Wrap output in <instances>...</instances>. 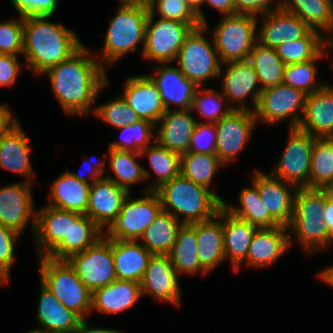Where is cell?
<instances>
[{"label":"cell","mask_w":333,"mask_h":333,"mask_svg":"<svg viewBox=\"0 0 333 333\" xmlns=\"http://www.w3.org/2000/svg\"><path fill=\"white\" fill-rule=\"evenodd\" d=\"M90 52L83 44L68 59L42 74L50 79L51 90L66 115L94 113L98 94L109 84L106 69Z\"/></svg>","instance_id":"cell-1"},{"label":"cell","mask_w":333,"mask_h":333,"mask_svg":"<svg viewBox=\"0 0 333 333\" xmlns=\"http://www.w3.org/2000/svg\"><path fill=\"white\" fill-rule=\"evenodd\" d=\"M50 18L24 17V65L37 76L68 59L83 45L75 31L61 23L49 22Z\"/></svg>","instance_id":"cell-2"},{"label":"cell","mask_w":333,"mask_h":333,"mask_svg":"<svg viewBox=\"0 0 333 333\" xmlns=\"http://www.w3.org/2000/svg\"><path fill=\"white\" fill-rule=\"evenodd\" d=\"M155 192L162 210L182 224L204 222L214 218L223 202L209 189L198 185L181 173L162 184Z\"/></svg>","instance_id":"cell-3"},{"label":"cell","mask_w":333,"mask_h":333,"mask_svg":"<svg viewBox=\"0 0 333 333\" xmlns=\"http://www.w3.org/2000/svg\"><path fill=\"white\" fill-rule=\"evenodd\" d=\"M326 195L319 188H297L294 196L293 216L287 226L292 246L293 237L306 253L326 251L333 243L323 217Z\"/></svg>","instance_id":"cell-4"},{"label":"cell","mask_w":333,"mask_h":333,"mask_svg":"<svg viewBox=\"0 0 333 333\" xmlns=\"http://www.w3.org/2000/svg\"><path fill=\"white\" fill-rule=\"evenodd\" d=\"M117 10L105 33L102 53L96 56L105 69V66L110 67L131 51H136L138 45L142 44V51L144 47L148 7L120 5Z\"/></svg>","instance_id":"cell-5"},{"label":"cell","mask_w":333,"mask_h":333,"mask_svg":"<svg viewBox=\"0 0 333 333\" xmlns=\"http://www.w3.org/2000/svg\"><path fill=\"white\" fill-rule=\"evenodd\" d=\"M40 281L67 308L86 319L91 313L92 292L67 260L39 258Z\"/></svg>","instance_id":"cell-6"},{"label":"cell","mask_w":333,"mask_h":333,"mask_svg":"<svg viewBox=\"0 0 333 333\" xmlns=\"http://www.w3.org/2000/svg\"><path fill=\"white\" fill-rule=\"evenodd\" d=\"M209 30L207 22L192 29L175 59L181 73L199 87H206L208 80L218 79L222 65L213 39L210 42L205 37Z\"/></svg>","instance_id":"cell-7"},{"label":"cell","mask_w":333,"mask_h":333,"mask_svg":"<svg viewBox=\"0 0 333 333\" xmlns=\"http://www.w3.org/2000/svg\"><path fill=\"white\" fill-rule=\"evenodd\" d=\"M258 24L257 15L247 13L229 14L220 19L211 39L222 64L248 60L258 42Z\"/></svg>","instance_id":"cell-8"},{"label":"cell","mask_w":333,"mask_h":333,"mask_svg":"<svg viewBox=\"0 0 333 333\" xmlns=\"http://www.w3.org/2000/svg\"><path fill=\"white\" fill-rule=\"evenodd\" d=\"M79 215L78 212L48 205L37 210L33 236L38 246L39 258L69 259L70 221H74Z\"/></svg>","instance_id":"cell-9"},{"label":"cell","mask_w":333,"mask_h":333,"mask_svg":"<svg viewBox=\"0 0 333 333\" xmlns=\"http://www.w3.org/2000/svg\"><path fill=\"white\" fill-rule=\"evenodd\" d=\"M143 195L133 199L129 193L124 199L117 218L104 231L108 239L140 240L145 229L162 211L160 197L155 191L145 192Z\"/></svg>","instance_id":"cell-10"},{"label":"cell","mask_w":333,"mask_h":333,"mask_svg":"<svg viewBox=\"0 0 333 333\" xmlns=\"http://www.w3.org/2000/svg\"><path fill=\"white\" fill-rule=\"evenodd\" d=\"M307 94L285 84L262 90L254 115L266 124H275L289 119L290 128H298L302 119Z\"/></svg>","instance_id":"cell-11"},{"label":"cell","mask_w":333,"mask_h":333,"mask_svg":"<svg viewBox=\"0 0 333 333\" xmlns=\"http://www.w3.org/2000/svg\"><path fill=\"white\" fill-rule=\"evenodd\" d=\"M193 28L177 20L155 19L149 14L142 56L146 61L173 63L185 37Z\"/></svg>","instance_id":"cell-12"},{"label":"cell","mask_w":333,"mask_h":333,"mask_svg":"<svg viewBox=\"0 0 333 333\" xmlns=\"http://www.w3.org/2000/svg\"><path fill=\"white\" fill-rule=\"evenodd\" d=\"M289 137L271 174L297 188H310L311 153L315 137L298 128H289Z\"/></svg>","instance_id":"cell-13"},{"label":"cell","mask_w":333,"mask_h":333,"mask_svg":"<svg viewBox=\"0 0 333 333\" xmlns=\"http://www.w3.org/2000/svg\"><path fill=\"white\" fill-rule=\"evenodd\" d=\"M67 261L91 292L117 280L112 239H108L106 236H102L83 252L72 255Z\"/></svg>","instance_id":"cell-14"},{"label":"cell","mask_w":333,"mask_h":333,"mask_svg":"<svg viewBox=\"0 0 333 333\" xmlns=\"http://www.w3.org/2000/svg\"><path fill=\"white\" fill-rule=\"evenodd\" d=\"M223 65L226 66L225 71H222ZM223 65H221L219 78L222 84V94L227 99L226 102L229 103V107L233 110L254 112L262 92V87L258 85V76L251 63L248 60H243L227 62L223 63ZM249 97L253 103L252 108L244 102ZM230 102L233 103L230 105Z\"/></svg>","instance_id":"cell-15"},{"label":"cell","mask_w":333,"mask_h":333,"mask_svg":"<svg viewBox=\"0 0 333 333\" xmlns=\"http://www.w3.org/2000/svg\"><path fill=\"white\" fill-rule=\"evenodd\" d=\"M216 139V155L225 166L235 160L249 142L253 129L257 125L254 112L232 110L227 116L214 123Z\"/></svg>","instance_id":"cell-16"},{"label":"cell","mask_w":333,"mask_h":333,"mask_svg":"<svg viewBox=\"0 0 333 333\" xmlns=\"http://www.w3.org/2000/svg\"><path fill=\"white\" fill-rule=\"evenodd\" d=\"M31 185L33 184L26 181H16L0 186V224L20 235L29 223L34 234L37 208L34 205Z\"/></svg>","instance_id":"cell-17"},{"label":"cell","mask_w":333,"mask_h":333,"mask_svg":"<svg viewBox=\"0 0 333 333\" xmlns=\"http://www.w3.org/2000/svg\"><path fill=\"white\" fill-rule=\"evenodd\" d=\"M179 276L169 255H152L140 282L143 296L180 307L181 289Z\"/></svg>","instance_id":"cell-18"},{"label":"cell","mask_w":333,"mask_h":333,"mask_svg":"<svg viewBox=\"0 0 333 333\" xmlns=\"http://www.w3.org/2000/svg\"><path fill=\"white\" fill-rule=\"evenodd\" d=\"M253 173L252 184L257 188L269 214L281 226L287 227L293 216L294 196L297 187L271 173H264L258 169Z\"/></svg>","instance_id":"cell-19"},{"label":"cell","mask_w":333,"mask_h":333,"mask_svg":"<svg viewBox=\"0 0 333 333\" xmlns=\"http://www.w3.org/2000/svg\"><path fill=\"white\" fill-rule=\"evenodd\" d=\"M128 195L125 188L104 176L90 186L86 215L103 231L107 230L117 218Z\"/></svg>","instance_id":"cell-20"},{"label":"cell","mask_w":333,"mask_h":333,"mask_svg":"<svg viewBox=\"0 0 333 333\" xmlns=\"http://www.w3.org/2000/svg\"><path fill=\"white\" fill-rule=\"evenodd\" d=\"M192 112L191 109L166 110L158 124L155 125V141L180 156L189 152V145L196 124L203 122L195 119L191 115Z\"/></svg>","instance_id":"cell-21"},{"label":"cell","mask_w":333,"mask_h":333,"mask_svg":"<svg viewBox=\"0 0 333 333\" xmlns=\"http://www.w3.org/2000/svg\"><path fill=\"white\" fill-rule=\"evenodd\" d=\"M260 16L263 22L257 30L258 42L273 49L282 43L304 38L312 30L298 16L281 8Z\"/></svg>","instance_id":"cell-22"},{"label":"cell","mask_w":333,"mask_h":333,"mask_svg":"<svg viewBox=\"0 0 333 333\" xmlns=\"http://www.w3.org/2000/svg\"><path fill=\"white\" fill-rule=\"evenodd\" d=\"M168 65L160 63L156 66V75L149 76L156 83L166 110H171L172 104L173 110H189L198 86L187 79L178 67Z\"/></svg>","instance_id":"cell-23"},{"label":"cell","mask_w":333,"mask_h":333,"mask_svg":"<svg viewBox=\"0 0 333 333\" xmlns=\"http://www.w3.org/2000/svg\"><path fill=\"white\" fill-rule=\"evenodd\" d=\"M121 95L140 119L157 124L166 109L156 83L149 75L128 77Z\"/></svg>","instance_id":"cell-24"},{"label":"cell","mask_w":333,"mask_h":333,"mask_svg":"<svg viewBox=\"0 0 333 333\" xmlns=\"http://www.w3.org/2000/svg\"><path fill=\"white\" fill-rule=\"evenodd\" d=\"M298 129L315 138L333 137V85L308 94Z\"/></svg>","instance_id":"cell-25"},{"label":"cell","mask_w":333,"mask_h":333,"mask_svg":"<svg viewBox=\"0 0 333 333\" xmlns=\"http://www.w3.org/2000/svg\"><path fill=\"white\" fill-rule=\"evenodd\" d=\"M288 231L286 226L257 229L243 263L248 267H270L291 247Z\"/></svg>","instance_id":"cell-26"},{"label":"cell","mask_w":333,"mask_h":333,"mask_svg":"<svg viewBox=\"0 0 333 333\" xmlns=\"http://www.w3.org/2000/svg\"><path fill=\"white\" fill-rule=\"evenodd\" d=\"M29 138L18 122L0 138V169L25 176V181L32 183L36 174L30 157Z\"/></svg>","instance_id":"cell-27"},{"label":"cell","mask_w":333,"mask_h":333,"mask_svg":"<svg viewBox=\"0 0 333 333\" xmlns=\"http://www.w3.org/2000/svg\"><path fill=\"white\" fill-rule=\"evenodd\" d=\"M36 328L47 333H73L83 320L77 313L67 309L40 281Z\"/></svg>","instance_id":"cell-28"},{"label":"cell","mask_w":333,"mask_h":333,"mask_svg":"<svg viewBox=\"0 0 333 333\" xmlns=\"http://www.w3.org/2000/svg\"><path fill=\"white\" fill-rule=\"evenodd\" d=\"M141 297L140 283L115 280L92 292L91 313L118 314L132 308Z\"/></svg>","instance_id":"cell-29"},{"label":"cell","mask_w":333,"mask_h":333,"mask_svg":"<svg viewBox=\"0 0 333 333\" xmlns=\"http://www.w3.org/2000/svg\"><path fill=\"white\" fill-rule=\"evenodd\" d=\"M195 233L200 265L211 273L212 270L226 260L222 228V207L211 220L195 222Z\"/></svg>","instance_id":"cell-30"},{"label":"cell","mask_w":333,"mask_h":333,"mask_svg":"<svg viewBox=\"0 0 333 333\" xmlns=\"http://www.w3.org/2000/svg\"><path fill=\"white\" fill-rule=\"evenodd\" d=\"M222 228L225 258L235 272L243 265L253 234L258 229L248 221L233 216L222 206Z\"/></svg>","instance_id":"cell-31"},{"label":"cell","mask_w":333,"mask_h":333,"mask_svg":"<svg viewBox=\"0 0 333 333\" xmlns=\"http://www.w3.org/2000/svg\"><path fill=\"white\" fill-rule=\"evenodd\" d=\"M117 280L140 283L152 254L139 242L112 239Z\"/></svg>","instance_id":"cell-32"},{"label":"cell","mask_w":333,"mask_h":333,"mask_svg":"<svg viewBox=\"0 0 333 333\" xmlns=\"http://www.w3.org/2000/svg\"><path fill=\"white\" fill-rule=\"evenodd\" d=\"M90 186L65 171L52 182L47 205L86 214Z\"/></svg>","instance_id":"cell-33"},{"label":"cell","mask_w":333,"mask_h":333,"mask_svg":"<svg viewBox=\"0 0 333 333\" xmlns=\"http://www.w3.org/2000/svg\"><path fill=\"white\" fill-rule=\"evenodd\" d=\"M195 223L182 224L179 228L174 245L169 253L171 263L178 276L182 274L195 275L208 272L200 265Z\"/></svg>","instance_id":"cell-34"},{"label":"cell","mask_w":333,"mask_h":333,"mask_svg":"<svg viewBox=\"0 0 333 333\" xmlns=\"http://www.w3.org/2000/svg\"><path fill=\"white\" fill-rule=\"evenodd\" d=\"M109 169L114 176L109 174L105 177L112 180L118 186L125 188L129 193L130 186L148 179L150 172L145 169L136 158L142 157L139 152L108 149Z\"/></svg>","instance_id":"cell-35"},{"label":"cell","mask_w":333,"mask_h":333,"mask_svg":"<svg viewBox=\"0 0 333 333\" xmlns=\"http://www.w3.org/2000/svg\"><path fill=\"white\" fill-rule=\"evenodd\" d=\"M182 223L170 213L161 211L145 229L139 242L152 255H169Z\"/></svg>","instance_id":"cell-36"},{"label":"cell","mask_w":333,"mask_h":333,"mask_svg":"<svg viewBox=\"0 0 333 333\" xmlns=\"http://www.w3.org/2000/svg\"><path fill=\"white\" fill-rule=\"evenodd\" d=\"M239 195V207L231 206L225 200L223 201V207L233 216L248 221L258 229L281 226L269 214L266 205L259 196L257 188L253 184L250 187L242 188Z\"/></svg>","instance_id":"cell-37"},{"label":"cell","mask_w":333,"mask_h":333,"mask_svg":"<svg viewBox=\"0 0 333 333\" xmlns=\"http://www.w3.org/2000/svg\"><path fill=\"white\" fill-rule=\"evenodd\" d=\"M280 8L321 33H325L333 21V0H280Z\"/></svg>","instance_id":"cell-38"},{"label":"cell","mask_w":333,"mask_h":333,"mask_svg":"<svg viewBox=\"0 0 333 333\" xmlns=\"http://www.w3.org/2000/svg\"><path fill=\"white\" fill-rule=\"evenodd\" d=\"M141 156H147L149 166L156 178L144 189L145 192L155 191L162 184L172 180L180 174L181 156L169 151L154 140L152 145L140 152Z\"/></svg>","instance_id":"cell-39"},{"label":"cell","mask_w":333,"mask_h":333,"mask_svg":"<svg viewBox=\"0 0 333 333\" xmlns=\"http://www.w3.org/2000/svg\"><path fill=\"white\" fill-rule=\"evenodd\" d=\"M248 61L257 73L262 90L283 84L285 63L278 56L276 49L257 42L249 54Z\"/></svg>","instance_id":"cell-40"},{"label":"cell","mask_w":333,"mask_h":333,"mask_svg":"<svg viewBox=\"0 0 333 333\" xmlns=\"http://www.w3.org/2000/svg\"><path fill=\"white\" fill-rule=\"evenodd\" d=\"M222 166L216 154L187 152L181 156L180 173L194 183L211 190L223 202L224 199L210 189L217 169Z\"/></svg>","instance_id":"cell-41"},{"label":"cell","mask_w":333,"mask_h":333,"mask_svg":"<svg viewBox=\"0 0 333 333\" xmlns=\"http://www.w3.org/2000/svg\"><path fill=\"white\" fill-rule=\"evenodd\" d=\"M323 37L312 29L304 38L282 43L276 51L286 65L313 60L324 50Z\"/></svg>","instance_id":"cell-42"},{"label":"cell","mask_w":333,"mask_h":333,"mask_svg":"<svg viewBox=\"0 0 333 333\" xmlns=\"http://www.w3.org/2000/svg\"><path fill=\"white\" fill-rule=\"evenodd\" d=\"M333 179V137L315 138L311 153L310 188L321 189Z\"/></svg>","instance_id":"cell-43"},{"label":"cell","mask_w":333,"mask_h":333,"mask_svg":"<svg viewBox=\"0 0 333 333\" xmlns=\"http://www.w3.org/2000/svg\"><path fill=\"white\" fill-rule=\"evenodd\" d=\"M323 50L315 59L296 64H287L284 68L283 84L303 91L305 94H312L322 89L327 83L317 84V61L329 55Z\"/></svg>","instance_id":"cell-44"},{"label":"cell","mask_w":333,"mask_h":333,"mask_svg":"<svg viewBox=\"0 0 333 333\" xmlns=\"http://www.w3.org/2000/svg\"><path fill=\"white\" fill-rule=\"evenodd\" d=\"M119 130L121 131V141L114 140L109 143L108 149L140 153L150 146L153 139L155 140L156 138V134L153 132L155 124L146 119H140L134 124L119 128Z\"/></svg>","instance_id":"cell-45"},{"label":"cell","mask_w":333,"mask_h":333,"mask_svg":"<svg viewBox=\"0 0 333 333\" xmlns=\"http://www.w3.org/2000/svg\"><path fill=\"white\" fill-rule=\"evenodd\" d=\"M102 236L104 231L86 214H80L74 221H70L69 258L92 246Z\"/></svg>","instance_id":"cell-46"},{"label":"cell","mask_w":333,"mask_h":333,"mask_svg":"<svg viewBox=\"0 0 333 333\" xmlns=\"http://www.w3.org/2000/svg\"><path fill=\"white\" fill-rule=\"evenodd\" d=\"M197 88L195 91L191 110H197L199 115L206 118V123H216L227 116L233 109L228 104L222 108L227 99L222 93L214 89ZM224 101V102H223Z\"/></svg>","instance_id":"cell-47"},{"label":"cell","mask_w":333,"mask_h":333,"mask_svg":"<svg viewBox=\"0 0 333 333\" xmlns=\"http://www.w3.org/2000/svg\"><path fill=\"white\" fill-rule=\"evenodd\" d=\"M148 10L152 16L158 13V18L188 23L193 29L202 25L186 0H150Z\"/></svg>","instance_id":"cell-48"},{"label":"cell","mask_w":333,"mask_h":333,"mask_svg":"<svg viewBox=\"0 0 333 333\" xmlns=\"http://www.w3.org/2000/svg\"><path fill=\"white\" fill-rule=\"evenodd\" d=\"M94 115L116 129L140 120L121 94L106 103L95 106Z\"/></svg>","instance_id":"cell-49"},{"label":"cell","mask_w":333,"mask_h":333,"mask_svg":"<svg viewBox=\"0 0 333 333\" xmlns=\"http://www.w3.org/2000/svg\"><path fill=\"white\" fill-rule=\"evenodd\" d=\"M24 17L0 21V53L23 54Z\"/></svg>","instance_id":"cell-50"},{"label":"cell","mask_w":333,"mask_h":333,"mask_svg":"<svg viewBox=\"0 0 333 333\" xmlns=\"http://www.w3.org/2000/svg\"><path fill=\"white\" fill-rule=\"evenodd\" d=\"M20 234L0 224V278L8 284L13 263L16 261L15 244Z\"/></svg>","instance_id":"cell-51"},{"label":"cell","mask_w":333,"mask_h":333,"mask_svg":"<svg viewBox=\"0 0 333 333\" xmlns=\"http://www.w3.org/2000/svg\"><path fill=\"white\" fill-rule=\"evenodd\" d=\"M216 129L214 123L198 122L189 145V152L216 154Z\"/></svg>","instance_id":"cell-52"},{"label":"cell","mask_w":333,"mask_h":333,"mask_svg":"<svg viewBox=\"0 0 333 333\" xmlns=\"http://www.w3.org/2000/svg\"><path fill=\"white\" fill-rule=\"evenodd\" d=\"M19 16H51L56 12L59 0H10Z\"/></svg>","instance_id":"cell-53"},{"label":"cell","mask_w":333,"mask_h":333,"mask_svg":"<svg viewBox=\"0 0 333 333\" xmlns=\"http://www.w3.org/2000/svg\"><path fill=\"white\" fill-rule=\"evenodd\" d=\"M18 55H0V87H11L15 84L21 69Z\"/></svg>","instance_id":"cell-54"},{"label":"cell","mask_w":333,"mask_h":333,"mask_svg":"<svg viewBox=\"0 0 333 333\" xmlns=\"http://www.w3.org/2000/svg\"><path fill=\"white\" fill-rule=\"evenodd\" d=\"M236 13H247L254 15H261L269 13L280 8V1L278 3L274 0H233ZM274 1V6H273ZM273 6V7H272Z\"/></svg>","instance_id":"cell-55"},{"label":"cell","mask_w":333,"mask_h":333,"mask_svg":"<svg viewBox=\"0 0 333 333\" xmlns=\"http://www.w3.org/2000/svg\"><path fill=\"white\" fill-rule=\"evenodd\" d=\"M85 158L82 159V166H86V168L88 169V174L87 176L83 175L82 173H76V172H70L71 175H73L75 178H77L79 181L84 182V183H88V184H93L95 181L100 180L104 177L105 175V165H106V161H107V156H103L102 158H98V161H96V159H94L95 161H92L91 158L93 157H87L84 156ZM104 158V159H103ZM89 178V179H88ZM90 180V181H89Z\"/></svg>","instance_id":"cell-56"},{"label":"cell","mask_w":333,"mask_h":333,"mask_svg":"<svg viewBox=\"0 0 333 333\" xmlns=\"http://www.w3.org/2000/svg\"><path fill=\"white\" fill-rule=\"evenodd\" d=\"M19 121L13 116L6 104H0V138L12 129Z\"/></svg>","instance_id":"cell-57"},{"label":"cell","mask_w":333,"mask_h":333,"mask_svg":"<svg viewBox=\"0 0 333 333\" xmlns=\"http://www.w3.org/2000/svg\"><path fill=\"white\" fill-rule=\"evenodd\" d=\"M204 4H207L211 6V8L213 7V9L218 10V12L223 16L236 13L233 0H203L202 6Z\"/></svg>","instance_id":"cell-58"},{"label":"cell","mask_w":333,"mask_h":333,"mask_svg":"<svg viewBox=\"0 0 333 333\" xmlns=\"http://www.w3.org/2000/svg\"><path fill=\"white\" fill-rule=\"evenodd\" d=\"M73 333H123L120 332L117 329L112 328H94L89 325V322L87 319H83L78 328Z\"/></svg>","instance_id":"cell-59"},{"label":"cell","mask_w":333,"mask_h":333,"mask_svg":"<svg viewBox=\"0 0 333 333\" xmlns=\"http://www.w3.org/2000/svg\"><path fill=\"white\" fill-rule=\"evenodd\" d=\"M323 211L325 213L323 220L327 225L328 233L333 237V202L327 198Z\"/></svg>","instance_id":"cell-60"},{"label":"cell","mask_w":333,"mask_h":333,"mask_svg":"<svg viewBox=\"0 0 333 333\" xmlns=\"http://www.w3.org/2000/svg\"><path fill=\"white\" fill-rule=\"evenodd\" d=\"M187 4L193 9L198 16L199 21L204 25L207 21L205 14L202 11L203 0H186Z\"/></svg>","instance_id":"cell-61"},{"label":"cell","mask_w":333,"mask_h":333,"mask_svg":"<svg viewBox=\"0 0 333 333\" xmlns=\"http://www.w3.org/2000/svg\"><path fill=\"white\" fill-rule=\"evenodd\" d=\"M318 277L321 281L333 287V265L321 270L320 273H318Z\"/></svg>","instance_id":"cell-62"},{"label":"cell","mask_w":333,"mask_h":333,"mask_svg":"<svg viewBox=\"0 0 333 333\" xmlns=\"http://www.w3.org/2000/svg\"><path fill=\"white\" fill-rule=\"evenodd\" d=\"M327 33V34H326ZM323 46L324 50L331 47V50L333 51V21L331 23L330 28L323 34Z\"/></svg>","instance_id":"cell-63"},{"label":"cell","mask_w":333,"mask_h":333,"mask_svg":"<svg viewBox=\"0 0 333 333\" xmlns=\"http://www.w3.org/2000/svg\"><path fill=\"white\" fill-rule=\"evenodd\" d=\"M120 5H139L148 7L150 0H118Z\"/></svg>","instance_id":"cell-64"},{"label":"cell","mask_w":333,"mask_h":333,"mask_svg":"<svg viewBox=\"0 0 333 333\" xmlns=\"http://www.w3.org/2000/svg\"><path fill=\"white\" fill-rule=\"evenodd\" d=\"M321 190L325 193L326 198L333 202V179L326 183Z\"/></svg>","instance_id":"cell-65"},{"label":"cell","mask_w":333,"mask_h":333,"mask_svg":"<svg viewBox=\"0 0 333 333\" xmlns=\"http://www.w3.org/2000/svg\"><path fill=\"white\" fill-rule=\"evenodd\" d=\"M25 333V332H24ZM26 333H47V332H45V331H41V330H39V329H32V330H30V331H28V332H26Z\"/></svg>","instance_id":"cell-66"},{"label":"cell","mask_w":333,"mask_h":333,"mask_svg":"<svg viewBox=\"0 0 333 333\" xmlns=\"http://www.w3.org/2000/svg\"><path fill=\"white\" fill-rule=\"evenodd\" d=\"M0 285L1 286H6L7 284L0 278Z\"/></svg>","instance_id":"cell-67"}]
</instances>
